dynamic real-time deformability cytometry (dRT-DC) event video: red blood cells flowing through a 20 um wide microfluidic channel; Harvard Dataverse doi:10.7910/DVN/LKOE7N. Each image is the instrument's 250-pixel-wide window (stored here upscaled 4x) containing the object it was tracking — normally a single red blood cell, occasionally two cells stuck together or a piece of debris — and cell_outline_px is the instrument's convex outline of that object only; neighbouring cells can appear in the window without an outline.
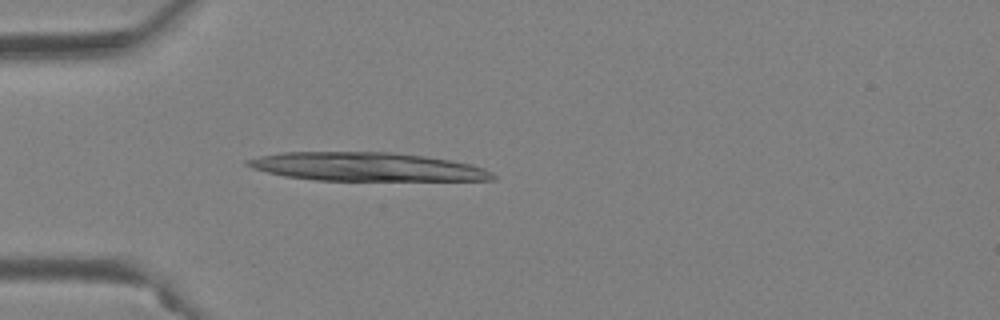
{"species": "Egyptian fruit bat (a non-hibernating species)", "species_latin": "Rousettus aegyptiacus", "temperature_condition": "warm", "stored_images_in_passage": 7, "camera_frame_rate_fps": 3000, "um_per_image_px": 0.085, "animal": {"sex": "female"}, "frame": {"image": 1, "passage_image": 6, "time_ms": 1.667, "image_size_px": [1000, 320], "cell_outline_px": [[496, 180], [316, 180], [284, 176], [252, 168], [244, 164], [244, 160], [260, 156], [280, 152], [388, 152], [424, 156], [452, 160], [472, 164], [484, 168], [492, 172], [496, 176]], "centroid_in_image_um": [31.17, 14.17], "position_along_channel_um": 53.8, "area_um2": 40.81}}